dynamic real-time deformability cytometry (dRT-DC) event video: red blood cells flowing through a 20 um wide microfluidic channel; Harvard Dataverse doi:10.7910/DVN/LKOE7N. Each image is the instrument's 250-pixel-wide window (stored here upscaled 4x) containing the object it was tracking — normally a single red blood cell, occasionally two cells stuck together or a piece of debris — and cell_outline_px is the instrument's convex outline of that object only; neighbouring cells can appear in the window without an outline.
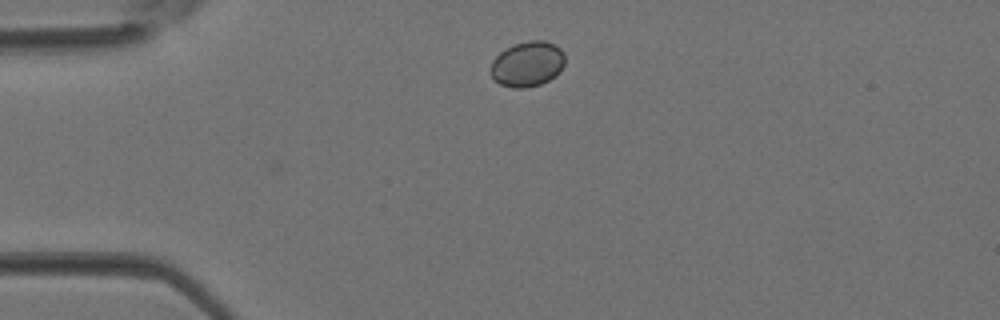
{"species": "Egyptian fruit bat (a non-hibernating species)", "species_latin": "Rousettus aegyptiacus", "temperature_condition": "room temperature", "stored_images_in_passage": 2, "camera_frame_rate_fps": 3000, "um_per_image_px": 0.085, "animal": {"sex": "female"}, "frame": {"image": 1, "passage_image": 1, "time_ms": 0.0, "image_size_px": [1000, 320], "cell_outline_px": [[564, 64], [560, 72], [556, 76], [540, 84], [524, 88], [512, 88], [500, 84], [492, 76], [492, 60], [504, 48], [512, 44], [528, 40], [544, 40], [556, 44], [564, 52]], "centroid_in_image_um": [44.85, 5.42], "position_along_channel_um": 40.1, "area_um2": 19.77}}
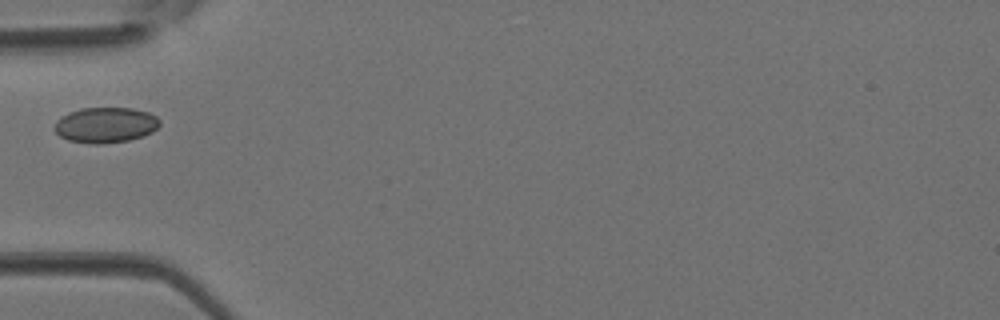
{"frame": {"image": 2, "passage_image": 2, "time_ms": 0.333, "image_size_px": [1000, 320], "cell_outline_px": [[160, 124], [152, 132], [144, 136], [128, 140], [100, 144], [96, 144], [68, 140], [60, 136], [56, 132], [56, 120], [68, 112], [80, 108], [132, 108], [148, 112], [156, 116], [160, 120]], "centroid_in_image_um": [8.99, 10.62], "position_along_channel_um": 76.0, "area_um2": 21.68}}